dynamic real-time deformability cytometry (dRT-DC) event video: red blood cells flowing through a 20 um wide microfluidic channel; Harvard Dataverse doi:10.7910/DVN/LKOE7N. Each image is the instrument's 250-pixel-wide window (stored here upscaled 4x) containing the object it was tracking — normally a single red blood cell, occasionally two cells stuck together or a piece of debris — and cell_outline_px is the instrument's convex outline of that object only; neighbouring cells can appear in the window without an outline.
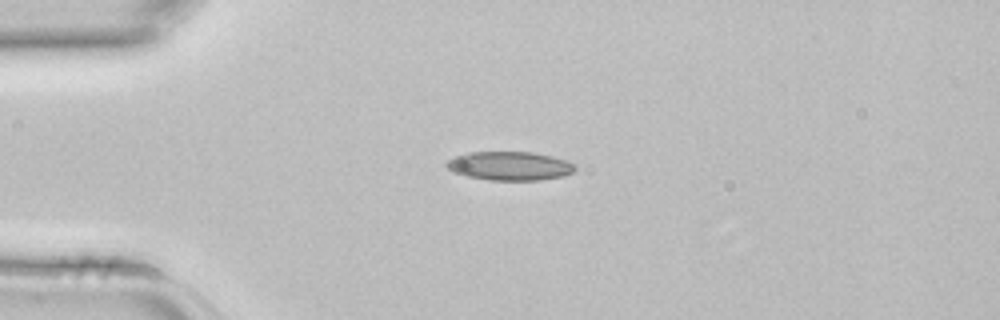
{"species": "common noctule bat (a hibernating species)", "species_latin": "Nyctalus noctula", "temperature_condition": "room temperature", "stored_images_in_passage": 4, "camera_frame_rate_fps": 3000, "um_per_image_px": 0.085, "animal": {"sex": "female", "body_mass_g": 22.7, "forearm_length_mm": 54.2}, "frame": {"image": 1, "passage_image": 3, "time_ms": 0.667, "image_size_px": [1000, 320], "cell_outline_px": [[576, 168], [572, 172], [560, 176], [540, 180], [488, 180], [464, 176], [452, 172], [444, 164], [448, 160], [456, 156], [468, 152], [532, 152], [552, 156], [576, 164]], "centroid_in_image_um": [43.28, 14.1], "position_along_channel_um": 41.7, "area_um2": 21.56}}
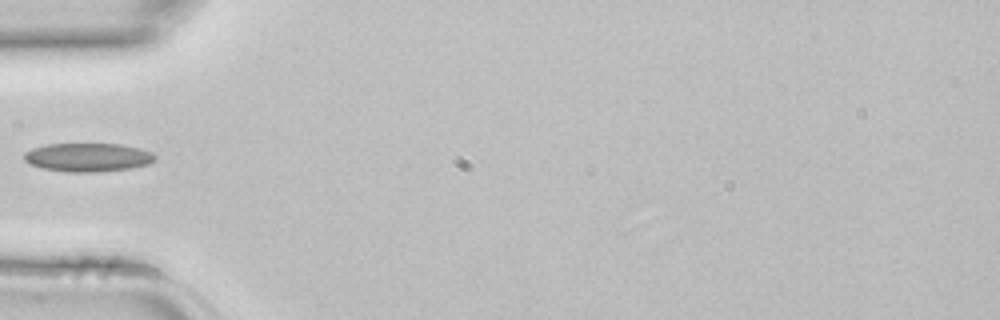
{"frame": {"image": 2, "passage_image": 4, "time_ms": 1.0, "image_size_px": [1000, 320], "cell_outline_px": [[156, 160], [148, 164], [128, 168], [96, 172], [68, 172], [44, 168], [28, 164], [24, 160], [24, 152], [32, 148], [48, 144], [120, 144], [140, 148], [152, 152], [156, 156]], "centroid_in_image_um": [7.46, 13.37], "position_along_channel_um": 77.5, "area_um2": 21.79}}